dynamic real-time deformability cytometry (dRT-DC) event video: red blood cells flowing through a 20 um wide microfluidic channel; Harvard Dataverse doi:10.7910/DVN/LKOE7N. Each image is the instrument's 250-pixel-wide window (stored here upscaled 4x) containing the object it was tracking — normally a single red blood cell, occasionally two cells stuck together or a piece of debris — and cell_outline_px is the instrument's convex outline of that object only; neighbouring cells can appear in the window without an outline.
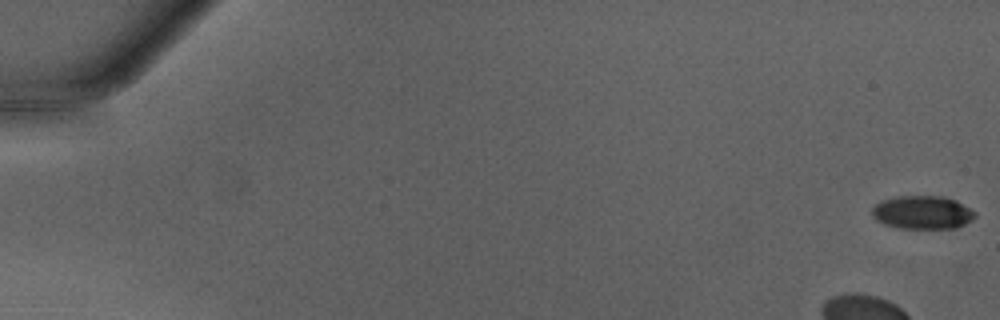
{"species": "Egyptian fruit bat (a non-hibernating species)", "species_latin": "Rousettus aegyptiacus", "temperature_condition": "warm", "stored_images_in_passage": 12, "camera_frame_rate_fps": 3000, "um_per_image_px": 0.085, "animal": {"sex": "male"}, "frame": {"image": 1, "passage_image": 1, "time_ms": 0.0, "image_size_px": [1000, 320], "cell_outline_px": [[976, 216], [972, 220], [956, 228], [900, 228], [884, 224], [876, 220], [872, 216], [872, 208], [876, 204], [884, 200], [896, 196], [944, 196], [956, 200], [976, 212]], "centroid_in_image_um": [78.42, 18.05], "position_along_channel_um": 6.6, "area_um2": 20.0}}